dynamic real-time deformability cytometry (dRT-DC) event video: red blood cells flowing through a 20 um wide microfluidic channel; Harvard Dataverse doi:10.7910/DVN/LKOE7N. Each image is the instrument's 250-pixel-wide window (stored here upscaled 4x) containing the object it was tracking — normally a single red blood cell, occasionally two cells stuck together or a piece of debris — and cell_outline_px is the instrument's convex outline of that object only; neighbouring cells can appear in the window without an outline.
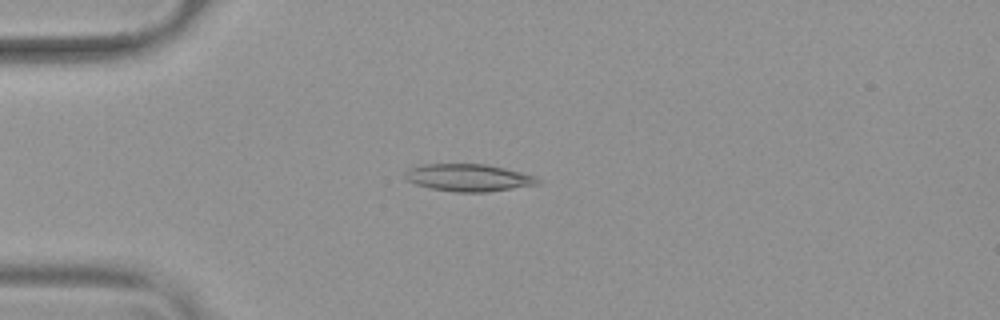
{"species": "common noctule bat (a hibernating species)", "species_latin": "Nyctalus noctula", "temperature_condition": "warm", "stored_images_in_passage": 41, "camera_frame_rate_fps": 3000, "um_per_image_px": 0.085, "animal": {"sex": "female", "body_mass_g": 19.9}, "frame": {"image": 1, "passage_image": 2, "time_ms": 0.333, "image_size_px": [1000, 320], "cell_outline_px": [[540, 184], [488, 192], [456, 192], [428, 188], [416, 184], [408, 180], [404, 176], [404, 172], [408, 168], [424, 164], [484, 164], [504, 168], [536, 176], [540, 180]], "centroid_in_image_um": [39.81, 15.1], "position_along_channel_um": 45.2, "area_um2": 21.15}}
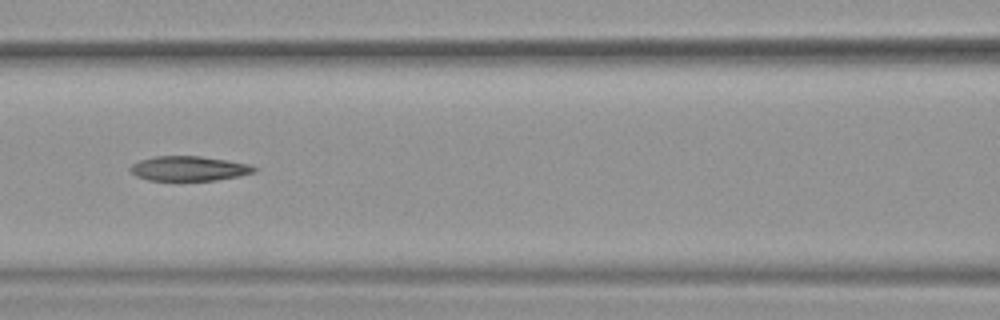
{"frame": {"image": 2, "passage_image": 12, "time_ms": 3.667, "image_size_px": [1000, 320], "cell_outline_px": [[256, 172], [240, 176], [216, 180], [148, 180], [136, 176], [128, 168], [132, 164], [140, 160], [156, 156], [200, 156], [248, 164], [256, 168]], "centroid_in_image_um": [16.04, 14.32], "position_along_channel_um": 150.6, "area_um2": 17.69}}
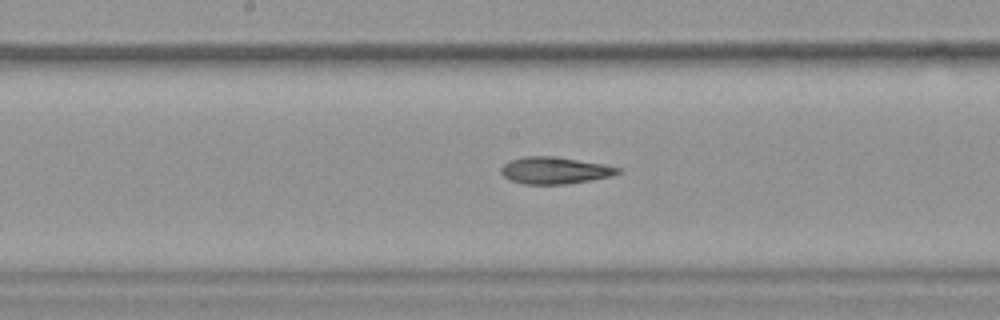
{"frame": {"image": 3, "passage_image": 16, "time_ms": 5.0, "image_size_px": [1000, 320], "cell_outline_px": [[624, 168], [620, 172], [612, 176], [564, 184], [524, 184], [508, 180], [500, 172], [500, 168], [504, 164], [512, 160], [524, 156], [556, 156], [604, 164]], "centroid_in_image_um": [47.16, 14.48], "position_along_channel_um": 201.0, "area_um2": 18.38}, "authors_computed_cell_mechanics": {"area_um2": 18.9006, "velocity_mm_per_s": 3.8036, "shape_relaxation_time_tau1_ms": 8.4808, "shape_relaxation_time_tau2_ms": 4.7355, "deformation_change_tau1": 0.2267, "deformation_change_tau2": 0.1472}}